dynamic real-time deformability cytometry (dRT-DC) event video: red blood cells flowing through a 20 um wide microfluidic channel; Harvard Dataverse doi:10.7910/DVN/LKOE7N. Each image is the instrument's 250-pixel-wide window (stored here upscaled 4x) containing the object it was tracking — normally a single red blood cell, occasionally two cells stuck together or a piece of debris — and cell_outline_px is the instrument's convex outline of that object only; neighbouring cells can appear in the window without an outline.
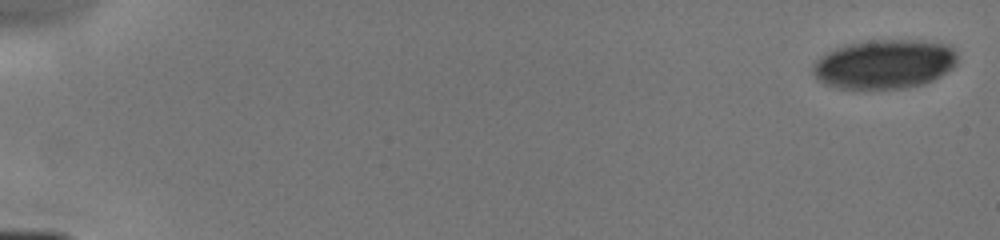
{"species": "human", "species_latin": "Homo sapiens", "temperature_condition": "cold", "stored_images_in_passage": 11, "camera_frame_rate_fps": 3000, "um_per_image_px": 0.085, "donor": {"sex": "male"}, "frame": {"image": 1, "passage_image": 1, "time_ms": 0.0, "image_size_px": [1000, 240], "cell_outline_px": [[956, 64], [948, 72], [924, 84], [904, 88], [836, 88], [824, 84], [816, 80], [812, 72], [816, 60], [820, 56], [844, 44], [872, 40], [920, 40], [948, 44], [956, 48]], "centroid_in_image_um": [75.18, 5.44], "position_along_channel_um": 9.8, "area_um2": 41.73}}
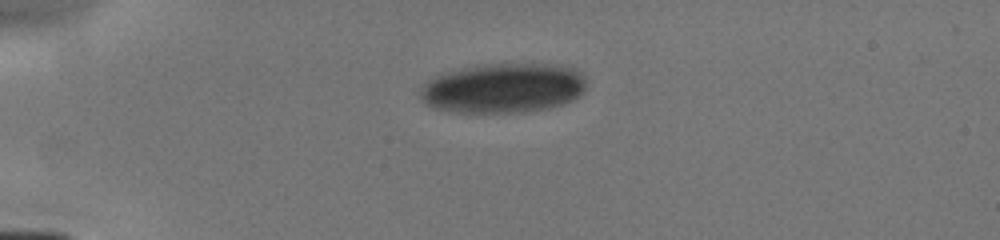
{"frame": {"image": 2, "passage_image": 6, "time_ms": 4.0, "image_size_px": [1000, 240], "cell_outline_px": [[584, 92], [572, 100], [564, 104], [548, 108], [524, 112], [456, 112], [432, 108], [420, 96], [420, 92], [424, 84], [428, 80], [444, 72], [476, 64], [552, 64], [576, 68], [584, 76]], "centroid_in_image_um": [42.78, 7.48], "position_along_channel_um": 42.2, "area_um2": 48.32}}
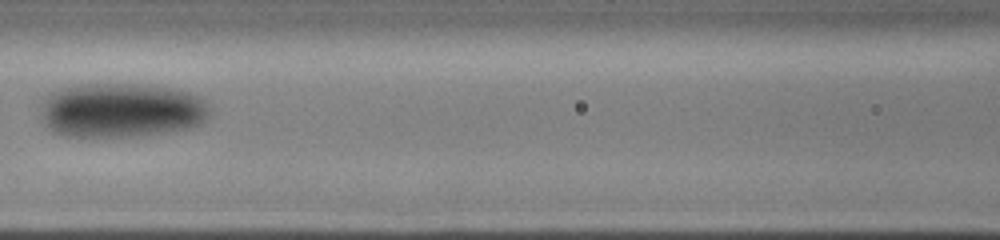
{"frame": {"image": 3, "passage_image": 11, "time_ms": 7.667, "image_size_px": [1000, 240], "cell_outline_px": [[208, 116], [200, 124], [188, 128], [136, 136], [64, 136], [52, 132], [44, 124], [40, 116], [40, 100], [48, 92], [60, 88], [80, 84], [148, 84], [176, 88], [200, 96], [208, 104]], "centroid_in_image_um": [10.24, 9.35], "position_along_channel_um": 156.4, "area_um2": 54.51}}